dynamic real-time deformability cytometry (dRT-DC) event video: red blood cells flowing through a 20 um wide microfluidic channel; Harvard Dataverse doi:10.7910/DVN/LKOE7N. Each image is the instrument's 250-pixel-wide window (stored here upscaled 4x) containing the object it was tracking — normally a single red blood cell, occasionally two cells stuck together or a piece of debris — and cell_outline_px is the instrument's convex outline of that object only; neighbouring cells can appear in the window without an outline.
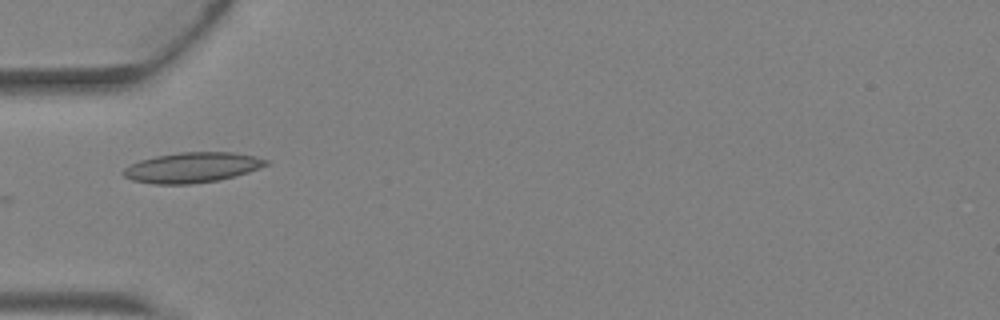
{"species": "Egyptian fruit bat (a non-hibernating species)", "species_latin": "Rousettus aegyptiacus", "temperature_condition": "warm", "stored_images_in_passage": 5, "camera_frame_rate_fps": 3000, "um_per_image_px": 0.085, "animal": {"sex": "female"}, "frame": {"image": 1, "passage_image": 4, "time_ms": 1.0, "image_size_px": [1000, 320], "cell_outline_px": [[268, 164], [260, 168], [248, 172], [220, 180], [192, 184], [152, 184], [132, 180], [124, 176], [120, 172], [124, 168], [140, 160], [156, 156], [180, 152], [232, 152], [256, 156], [268, 160]], "centroid_in_image_um": [16.33, 14.24], "position_along_channel_um": 68.7, "area_um2": 25.2}}
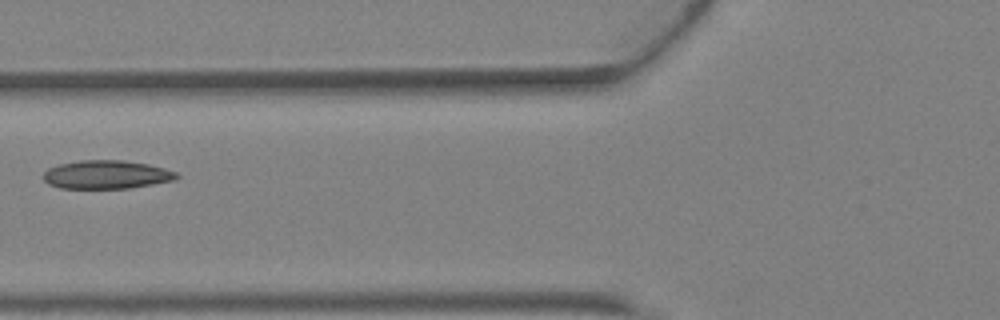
{"frame": {"image": 2, "passage_image": 5, "time_ms": 1.333, "image_size_px": [1000, 320], "cell_outline_px": [[180, 176], [176, 180], [128, 188], [60, 188], [48, 184], [44, 180], [44, 172], [48, 168], [60, 164], [80, 160], [124, 160], [148, 164], [164, 168], [176, 172]], "centroid_in_image_um": [9.06, 14.84], "position_along_channel_um": 116.7, "area_um2": 22.08}}